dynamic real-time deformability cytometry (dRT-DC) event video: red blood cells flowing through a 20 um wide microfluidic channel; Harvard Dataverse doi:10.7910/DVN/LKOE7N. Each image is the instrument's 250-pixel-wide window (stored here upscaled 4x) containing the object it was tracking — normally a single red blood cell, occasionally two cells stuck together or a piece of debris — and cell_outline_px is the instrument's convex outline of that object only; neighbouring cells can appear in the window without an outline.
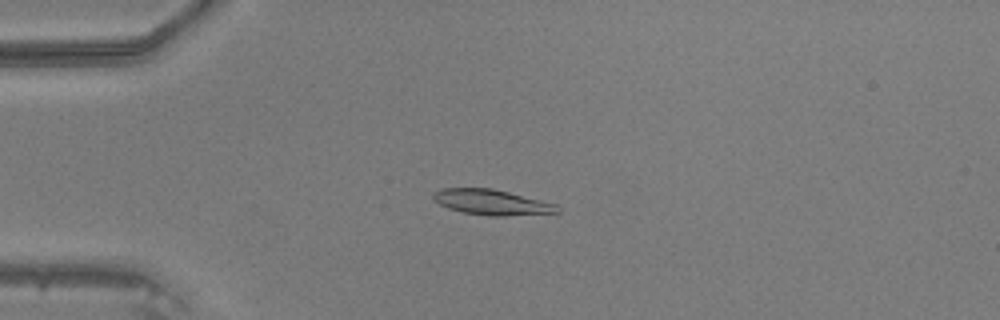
{"species": "common noctule bat (a hibernating species)", "species_latin": "Nyctalus noctula", "temperature_condition": "warm", "stored_images_in_passage": 43, "camera_frame_rate_fps": 3000, "um_per_image_px": 0.085, "animal": {"sex": "male", "body_mass_g": 20.5, "forearm_length_mm": 52.5}, "frame": {"image": 1, "passage_image": 8, "time_ms": 2.333, "image_size_px": [1000, 320], "cell_outline_px": [[560, 212], [504, 216], [488, 216], [464, 212], [448, 208], [440, 204], [432, 196], [432, 192], [440, 188], [492, 188], [560, 204]], "centroid_in_image_um": [41.84, 17.18], "position_along_channel_um": 43.2, "area_um2": 18.5}}
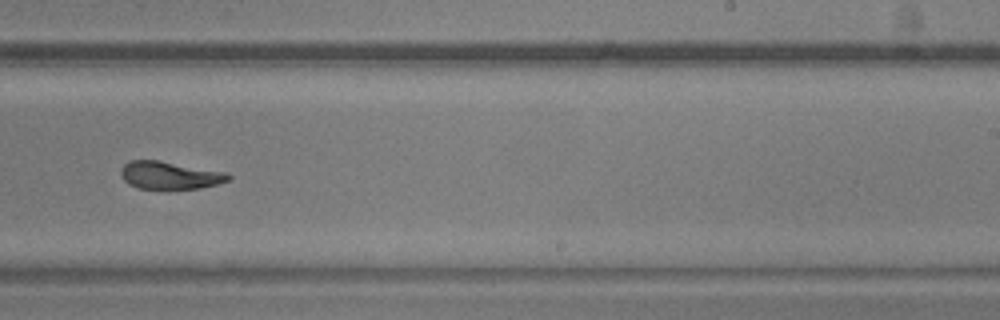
{"frame": {"image": 2, "passage_image": 26, "time_ms": 8.333, "image_size_px": [1000, 320], "cell_outline_px": [[232, 180], [200, 188], [168, 192], [140, 188], [128, 184], [120, 176], [120, 168], [128, 160], [156, 160], [228, 172], [232, 176]], "centroid_in_image_um": [14.43, 14.94], "position_along_channel_um": 274.6, "area_um2": 18.21}}
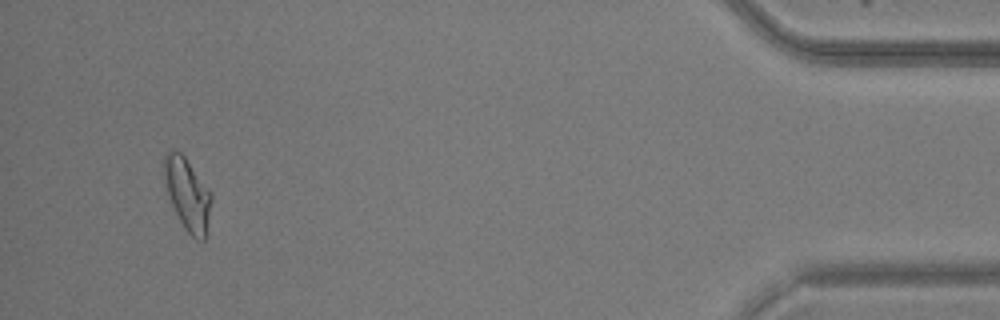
{"frame": {"image": 3, "passage_image": 41, "time_ms": 13.333, "image_size_px": [1000, 320], "cell_outline_px": [[212, 200], [204, 240], [196, 240], [184, 228], [168, 196], [164, 176], [164, 156], [168, 152], [180, 152], [184, 156], [212, 196]], "centroid_in_image_um": [15.93, 16.54], "position_along_channel_um": 419.3, "area_um2": 19.07}}